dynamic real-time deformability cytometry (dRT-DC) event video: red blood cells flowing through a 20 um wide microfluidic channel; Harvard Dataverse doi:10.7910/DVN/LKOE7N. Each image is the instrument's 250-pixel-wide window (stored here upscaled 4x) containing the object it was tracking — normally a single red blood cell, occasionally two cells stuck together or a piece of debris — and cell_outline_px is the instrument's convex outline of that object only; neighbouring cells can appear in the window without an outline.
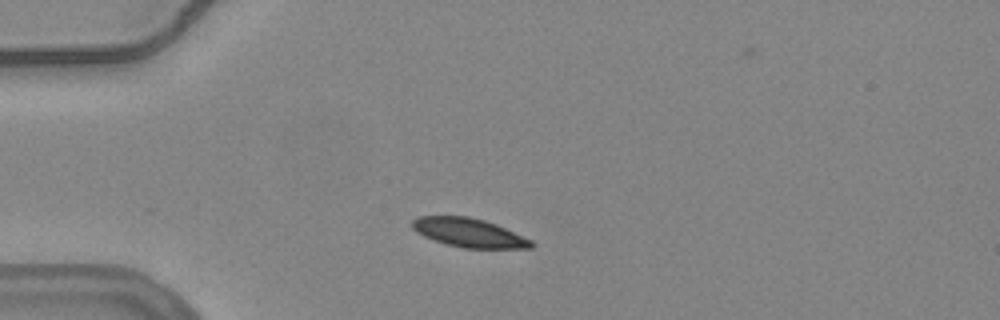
{"species": "common noctule bat (a hibernating species)", "species_latin": "Nyctalus noctula", "temperature_condition": "warm", "stored_images_in_passage": 42, "camera_frame_rate_fps": 3000, "um_per_image_px": 0.085, "animal": {"sex": "female", "body_mass_g": 24.6, "forearm_length_mm": 56.2}, "frame": {"image": 1, "passage_image": 1, "time_ms": 0.0, "image_size_px": [1000, 320], "cell_outline_px": [[536, 244], [532, 248], [464, 248], [432, 240], [416, 232], [412, 228], [412, 220], [416, 216], [468, 216], [484, 220], [496, 224], [532, 240]], "centroid_in_image_um": [39.85, 19.78], "position_along_channel_um": 45.1, "area_um2": 20.06}}
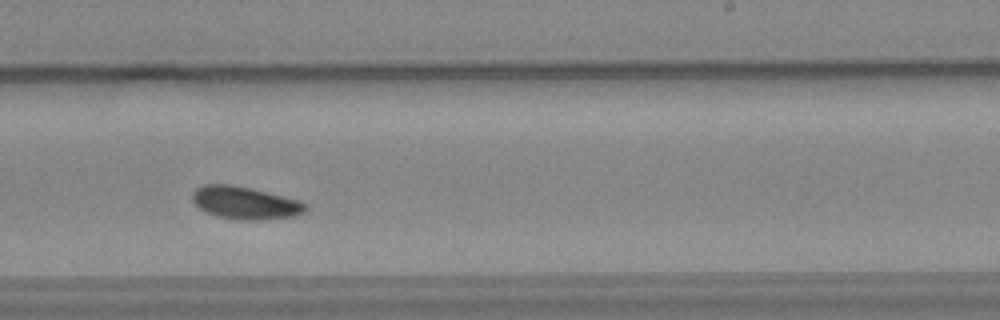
{"frame": {"image": 2, "passage_image": 21, "time_ms": 6.667, "image_size_px": [1000, 320], "cell_outline_px": [[308, 208], [304, 212], [296, 216], [260, 220], [240, 220], [216, 216], [200, 208], [192, 200], [192, 192], [196, 188], [204, 184], [232, 184], [300, 200], [308, 204]], "centroid_in_image_um": [20.86, 17.24], "position_along_channel_um": 268.1, "area_um2": 21.56}}
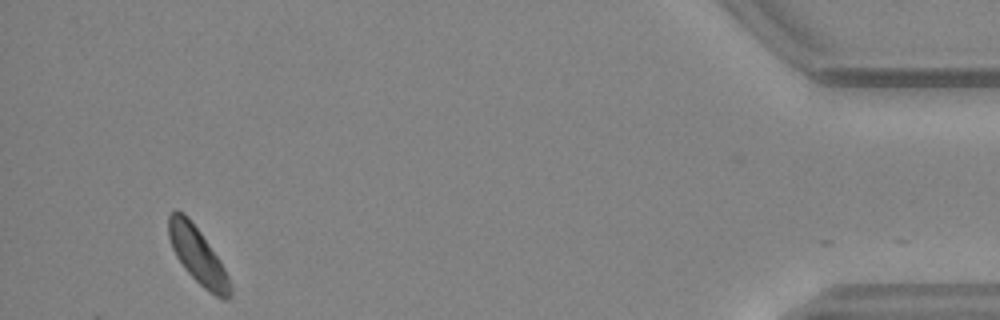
{"frame": {"image": 3, "passage_image": 39, "time_ms": 12.667, "image_size_px": [1000, 320], "cell_outline_px": [[228, 300], [224, 300], [216, 296], [204, 288], [184, 268], [176, 256], [172, 248], [168, 236], [168, 216], [176, 208], [184, 212], [188, 216], [200, 232], [220, 260], [228, 276]], "centroid_in_image_um": [16.74, 21.64], "position_along_channel_um": 418.5, "area_um2": 19.77}, "authors_computed_cell_mechanics": {"area_um2": 20.6346, "velocity_mm_per_s": 3.7033, "shape_relaxation_time_tau1_ms": 2.1971, "shape_relaxation_time_tau2_ms": null, "deformation_change_tau1": 0.0623, "deformation_change_tau2": null}}